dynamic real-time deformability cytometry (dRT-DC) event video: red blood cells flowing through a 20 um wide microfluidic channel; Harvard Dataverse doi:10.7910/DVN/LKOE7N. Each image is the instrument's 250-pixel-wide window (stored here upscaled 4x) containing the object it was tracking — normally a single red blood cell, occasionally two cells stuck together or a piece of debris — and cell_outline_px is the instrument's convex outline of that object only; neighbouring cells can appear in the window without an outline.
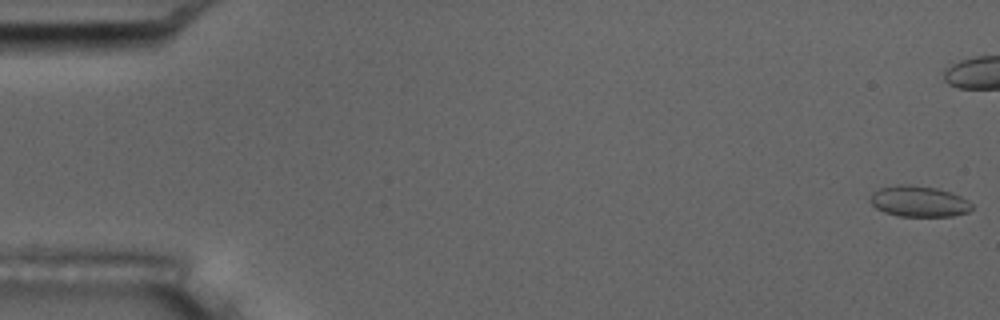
{"species": "common noctule bat (a hibernating species)", "species_latin": "Nyctalus noctula", "temperature_condition": "room temperature", "stored_images_in_passage": 17, "camera_frame_rate_fps": 3000, "um_per_image_px": 0.085, "animal": {"sex": "male", "body_mass_g": 17.5, "forearm_length_mm": 52.3}, "frame": {"image": 1, "passage_image": 1, "time_ms": 0.0, "image_size_px": [1000, 320], "cell_outline_px": [[972, 208], [968, 212], [952, 216], [896, 216], [884, 212], [876, 208], [868, 200], [872, 192], [880, 188], [900, 184], [908, 184], [936, 188], [960, 196], [968, 200], [972, 204]], "centroid_in_image_um": [78.07, 17.12], "position_along_channel_um": 6.9, "area_um2": 18.32}}